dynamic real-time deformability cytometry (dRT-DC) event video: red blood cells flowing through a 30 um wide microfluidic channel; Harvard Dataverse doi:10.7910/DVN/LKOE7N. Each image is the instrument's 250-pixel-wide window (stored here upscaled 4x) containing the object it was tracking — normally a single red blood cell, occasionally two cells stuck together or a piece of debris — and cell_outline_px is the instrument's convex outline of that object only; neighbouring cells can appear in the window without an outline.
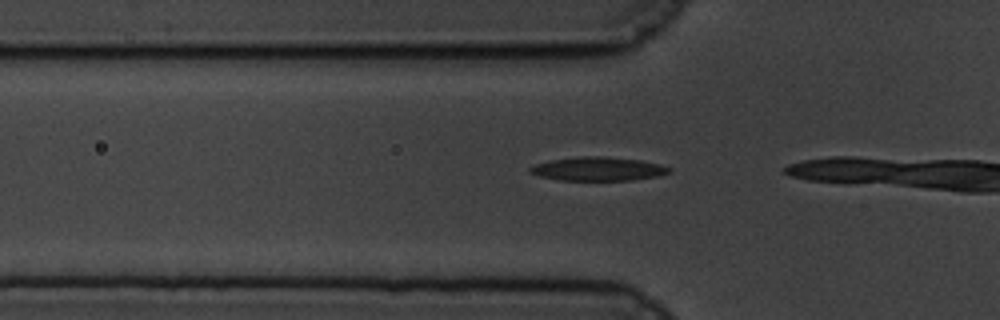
{"species": "common noctule bat (a hibernating species)", "species_latin": "Nyctalus noctula", "temperature_condition": "cold", "stored_images_in_passage": 14, "camera_frame_rate_fps": 3000, "um_per_image_px": 0.085, "animal": {"sex": "male", "body_mass_g": 19.5, "forearm_length_mm": 54.6}, "frame": {"image": 1, "passage_image": 12, "time_ms": 3.667, "image_size_px": [1000, 320], "cell_outline_px": [[672, 172], [656, 176], [632, 180], [560, 180], [540, 176], [528, 172], [528, 168], [536, 164], [552, 160], [576, 156], [604, 156], [640, 160], [660, 164], [672, 168]], "centroid_in_image_um": [50.84, 14.35], "position_along_channel_um": 75.0, "area_um2": 19.25}}